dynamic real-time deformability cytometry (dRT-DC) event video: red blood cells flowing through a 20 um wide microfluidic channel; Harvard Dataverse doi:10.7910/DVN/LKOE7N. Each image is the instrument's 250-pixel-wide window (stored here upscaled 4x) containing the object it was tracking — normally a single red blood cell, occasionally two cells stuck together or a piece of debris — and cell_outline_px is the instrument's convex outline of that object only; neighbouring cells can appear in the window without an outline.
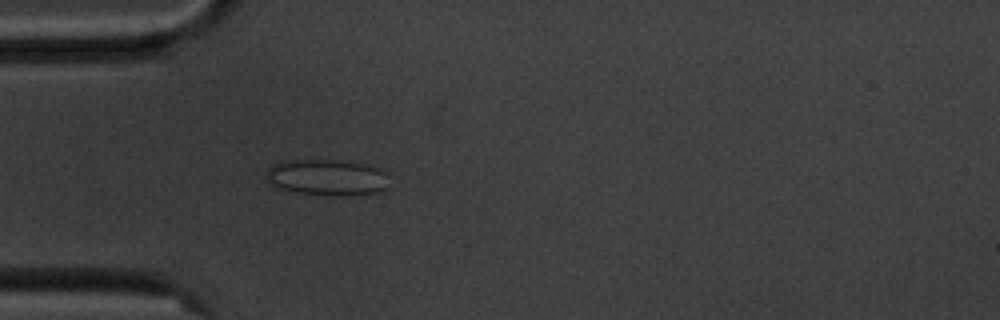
{"species": "common noctule bat (a hibernating species)", "species_latin": "Nyctalus noctula", "temperature_condition": "cold", "stored_images_in_passage": 55, "camera_frame_rate_fps": 3000, "um_per_image_px": 0.085, "animal": {"sex": "male", "body_mass_g": 20.1, "forearm_length_mm": 53.5}, "frame": {"image": 1, "passage_image": 15, "time_ms": 4.667, "image_size_px": [1000, 320], "cell_outline_px": [[392, 188], [380, 192], [340, 196], [296, 192], [276, 188], [268, 180], [268, 168], [272, 164], [280, 160], [340, 160], [364, 164], [380, 168], [384, 172]], "centroid_in_image_um": [27.84, 15.08], "position_along_channel_um": 57.2, "area_um2": 26.18}}
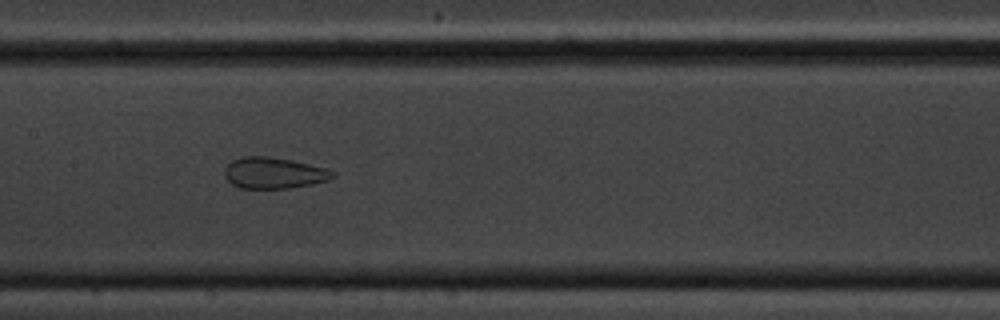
{"frame": {"image": 2, "passage_image": 26, "time_ms": 8.333, "image_size_px": [1000, 320], "cell_outline_px": [[336, 176], [328, 180], [312, 184], [288, 188], [240, 188], [232, 184], [224, 176], [224, 168], [232, 160], [244, 156], [268, 156], [292, 160], [328, 168], [336, 172]], "centroid_in_image_um": [23.3, 14.69], "position_along_channel_um": 184.1, "area_um2": 19.83}}
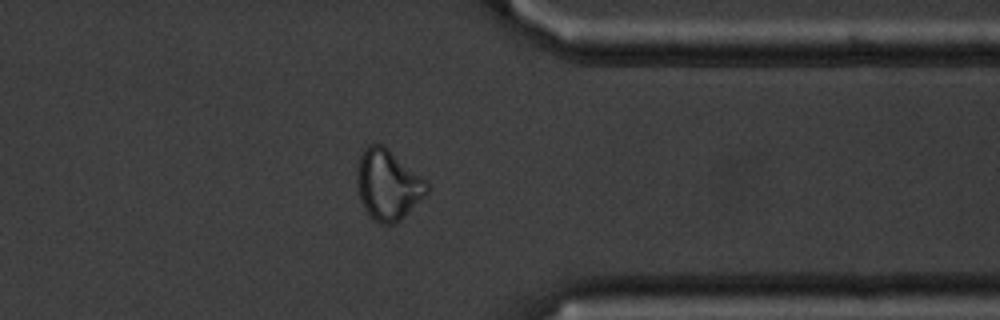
{"frame": {"image": 3, "passage_image": 43, "time_ms": 14.0, "image_size_px": [1000, 320], "cell_outline_px": [[428, 192], [400, 220], [392, 224], [380, 224], [368, 216], [360, 200], [356, 180], [356, 172], [360, 156], [364, 148], [368, 144], [384, 144], [424, 180], [428, 184]], "centroid_in_image_um": [32.92, 15.7], "position_along_channel_um": 378.5, "area_um2": 28.44}, "authors_computed_cell_mechanics": {"area_um2": 27.9174, "velocity_mm_per_s": 3.5663, "shape_relaxation_time_tau1_ms": null, "shape_relaxation_time_tau2_ms": 1.136, "deformation_change_tau1": null, "deformation_change_tau2": 0.0717}}